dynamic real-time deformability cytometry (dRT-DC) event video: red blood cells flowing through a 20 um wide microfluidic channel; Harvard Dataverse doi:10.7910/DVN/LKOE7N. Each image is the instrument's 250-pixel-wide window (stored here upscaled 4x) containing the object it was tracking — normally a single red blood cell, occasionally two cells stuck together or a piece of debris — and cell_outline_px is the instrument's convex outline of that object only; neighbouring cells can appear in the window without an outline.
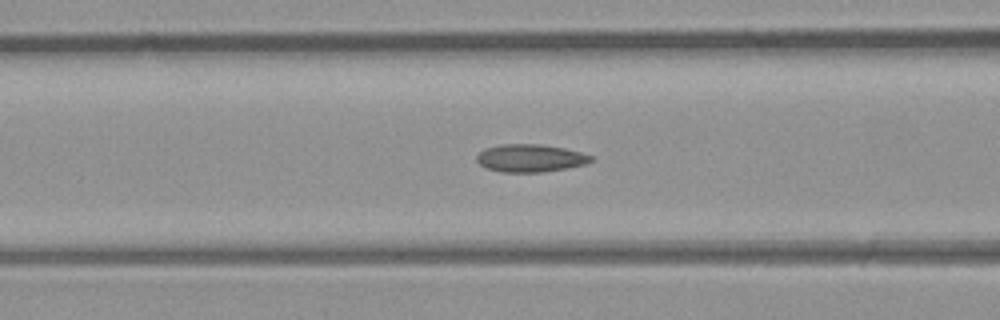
{"species": "common noctule bat (a hibernating species)", "species_latin": "Nyctalus noctula", "temperature_condition": "room temperature", "stored_images_in_passage": 34, "camera_frame_rate_fps": 3000, "um_per_image_px": 0.085, "animal": {"sex": "male", "body_mass_g": 23.1, "forearm_length_mm": 52.7}, "frame": {"image": 1, "passage_image": 14, "time_ms": 4.333, "image_size_px": [1000, 320], "cell_outline_px": [[592, 160], [584, 164], [564, 168], [540, 172], [500, 172], [484, 168], [476, 160], [476, 156], [484, 148], [500, 144], [540, 144], [564, 148], [580, 152], [592, 156]], "centroid_in_image_um": [45.0, 13.43], "position_along_channel_um": 121.6, "area_um2": 18.38}}
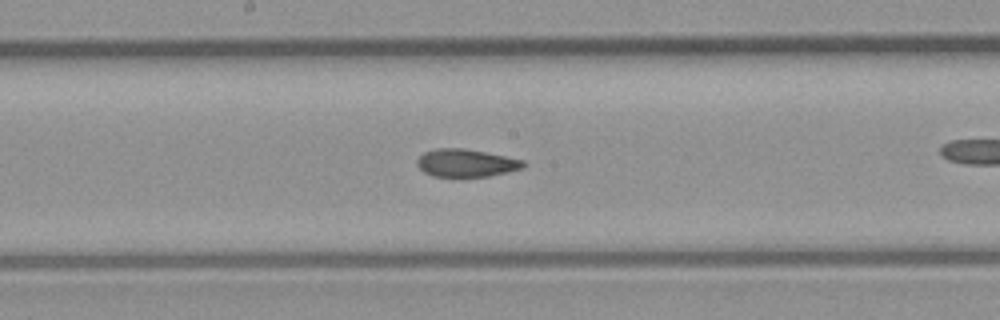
{"frame": {"image": 2, "passage_image": 20, "time_ms": 6.333, "image_size_px": [1000, 320], "cell_outline_px": [[528, 164], [524, 168], [488, 176], [432, 176], [424, 172], [416, 164], [416, 160], [424, 152], [436, 148], [464, 148], [524, 160]], "centroid_in_image_um": [39.62, 13.85], "position_along_channel_um": 208.6, "area_um2": 17.11}}
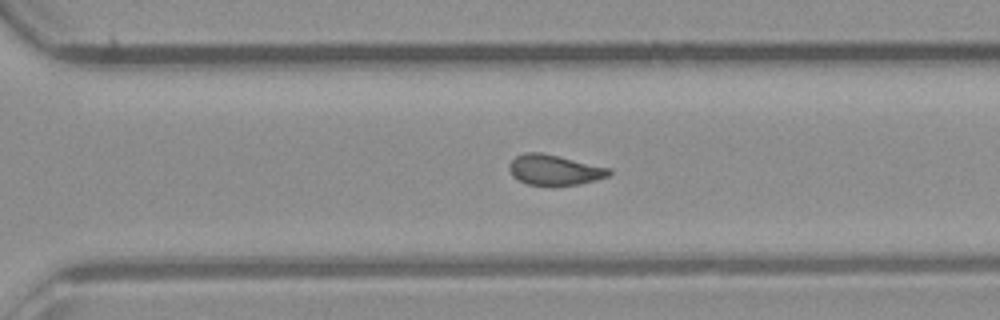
{"frame": {"image": 3, "passage_image": 28, "time_ms": 9.0, "image_size_px": [1000, 320], "cell_outline_px": [[612, 172], [608, 176], [596, 180], [580, 184], [552, 188], [528, 184], [512, 176], [508, 168], [508, 164], [516, 156], [524, 152], [540, 152], [608, 168]], "centroid_in_image_um": [47.08, 14.48], "position_along_channel_um": 323.5, "area_um2": 17.92}}